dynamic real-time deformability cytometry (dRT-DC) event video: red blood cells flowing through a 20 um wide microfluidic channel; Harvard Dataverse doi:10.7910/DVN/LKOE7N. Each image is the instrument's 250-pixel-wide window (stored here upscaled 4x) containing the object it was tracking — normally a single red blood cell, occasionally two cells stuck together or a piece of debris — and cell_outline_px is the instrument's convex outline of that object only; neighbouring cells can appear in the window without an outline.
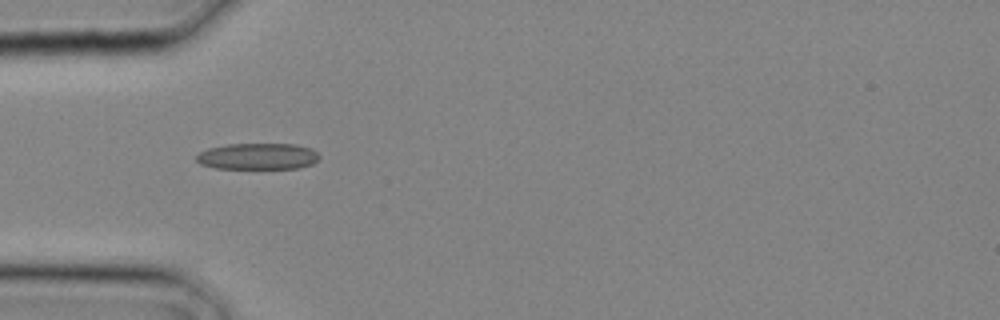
{"species": "common noctule bat (a hibernating species)", "species_latin": "Nyctalus noctula", "temperature_condition": "cold", "stored_images_in_passage": 2, "camera_frame_rate_fps": 3000, "um_per_image_px": 0.085, "animal": {"sex": "male", "body_mass_g": 20.4}, "frame": {"image": 1, "passage_image": 2, "time_ms": 0.333, "image_size_px": [1000, 320], "cell_outline_px": [[320, 156], [312, 164], [300, 168], [216, 168], [200, 164], [196, 160], [196, 156], [200, 152], [208, 148], [228, 144], [296, 144], [312, 148]], "centroid_in_image_um": [21.92, 13.28], "position_along_channel_um": 63.1, "area_um2": 18.84}}